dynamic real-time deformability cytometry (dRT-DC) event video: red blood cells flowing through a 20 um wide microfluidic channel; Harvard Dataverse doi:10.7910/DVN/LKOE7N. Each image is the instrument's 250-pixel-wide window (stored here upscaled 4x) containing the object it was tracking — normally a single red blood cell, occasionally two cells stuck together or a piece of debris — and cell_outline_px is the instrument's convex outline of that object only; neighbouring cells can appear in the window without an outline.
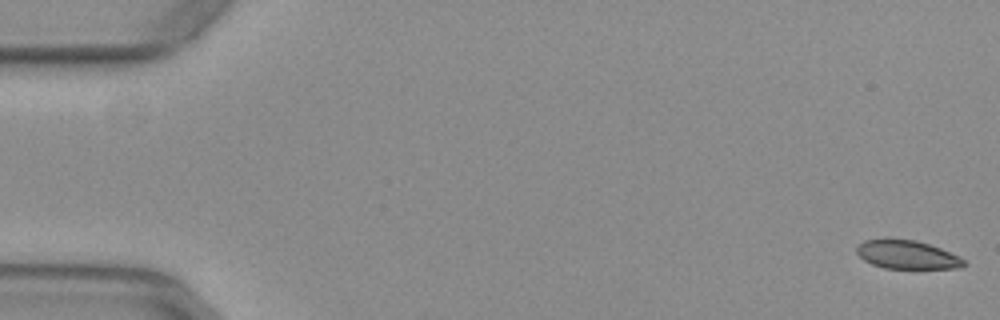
{"species": "common noctule bat (a hibernating species)", "species_latin": "Nyctalus noctula", "temperature_condition": "warm", "stored_images_in_passage": 44, "camera_frame_rate_fps": 3000, "um_per_image_px": 0.085, "animal": {"sex": "female", "body_mass_g": 29.2, "forearm_length_mm": 56.3}, "frame": {"image": 1, "passage_image": 1, "time_ms": 0.0, "image_size_px": [1000, 320], "cell_outline_px": [[968, 264], [960, 268], [884, 268], [872, 264], [864, 260], [856, 252], [856, 248], [864, 240], [884, 236], [888, 236], [916, 240], [940, 248], [960, 256]], "centroid_in_image_um": [77.07, 21.6], "position_along_channel_um": 7.9, "area_um2": 18.32}}
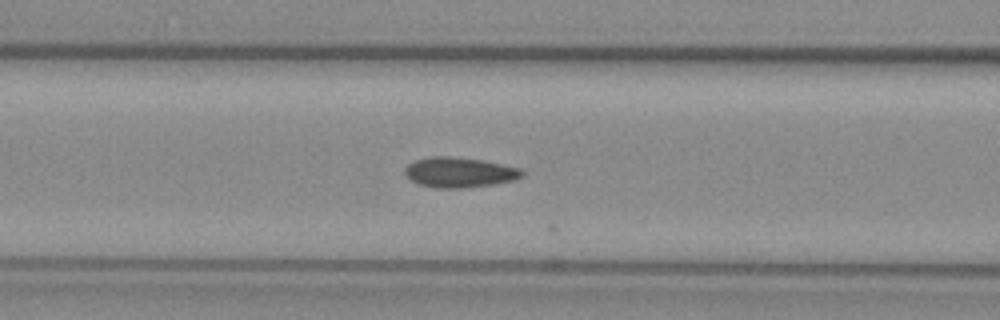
{"frame": {"image": 2, "passage_image": 22, "time_ms": 7.0, "image_size_px": [1000, 320], "cell_outline_px": [[524, 176], [512, 180], [492, 184], [460, 188], [436, 188], [420, 184], [408, 180], [404, 172], [404, 168], [408, 164], [416, 160], [432, 156], [448, 156], [480, 160], [520, 168], [524, 172]], "centroid_in_image_um": [39.0, 14.65], "position_along_channel_um": 127.6, "area_um2": 20.4}}
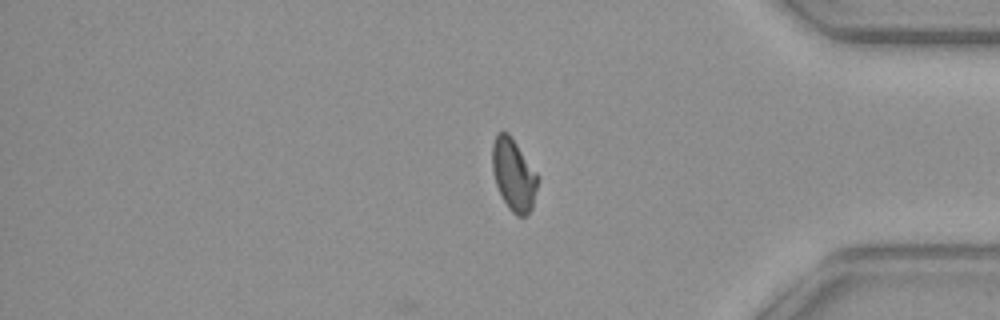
{"frame": {"image": 3, "passage_image": 44, "time_ms": 14.333, "image_size_px": [1000, 320], "cell_outline_px": [[540, 180], [532, 208], [524, 216], [516, 216], [508, 208], [496, 184], [492, 168], [492, 144], [496, 132], [508, 132], [536, 172]], "centroid_in_image_um": [43.66, 14.85], "position_along_channel_um": 391.5, "area_um2": 19.02}, "authors_computed_cell_mechanics": {"area_um2": 19.5364, "velocity_mm_per_s": 3.927, "shape_relaxation_time_tau1_ms": null, "shape_relaxation_time_tau2_ms": 1.6212, "deformation_change_tau1": null, "deformation_change_tau2": 0.0692}}